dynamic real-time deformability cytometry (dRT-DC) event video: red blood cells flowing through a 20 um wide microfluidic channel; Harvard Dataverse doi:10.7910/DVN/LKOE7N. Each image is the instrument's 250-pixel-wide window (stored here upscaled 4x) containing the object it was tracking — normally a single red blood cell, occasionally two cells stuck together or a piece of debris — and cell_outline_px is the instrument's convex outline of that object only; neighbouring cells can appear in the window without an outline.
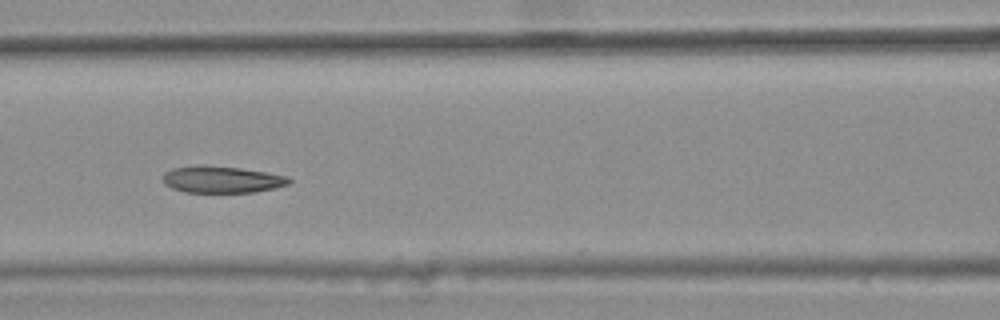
{"species": "common noctule bat (a hibernating species)", "species_latin": "Nyctalus noctula", "temperature_condition": "warm", "stored_images_in_passage": 9, "camera_frame_rate_fps": 3000, "um_per_image_px": 0.085, "animal": {"sex": "female", "body_mass_g": 25.1}, "frame": {"image": 1, "passage_image": 6, "time_ms": 1.667, "image_size_px": [1000, 320], "cell_outline_px": [[292, 180], [288, 184], [276, 188], [256, 192], [184, 192], [172, 188], [164, 184], [164, 172], [172, 168], [240, 168], [288, 176]], "centroid_in_image_um": [18.93, 15.31], "position_along_channel_um": 147.7, "area_um2": 18.79}}
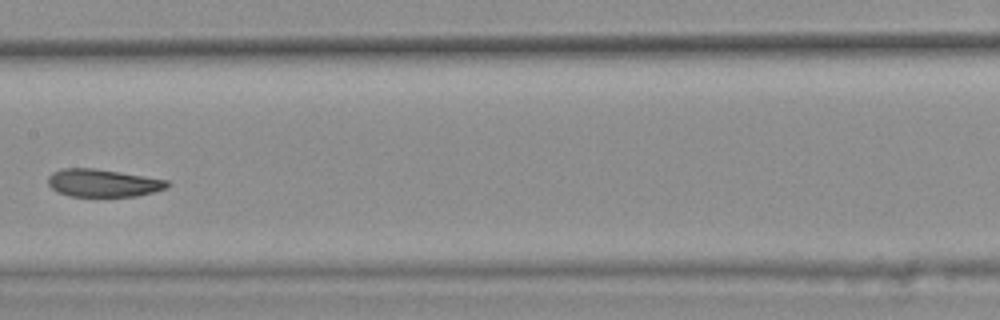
{"frame": {"image": 2, "passage_image": 7, "time_ms": 2.0, "image_size_px": [1000, 320], "cell_outline_px": [[172, 184], [168, 188], [136, 196], [68, 196], [56, 192], [48, 184], [48, 176], [52, 172], [64, 168], [96, 168], [168, 180]], "centroid_in_image_um": [8.75, 15.55], "position_along_channel_um": 198.6, "area_um2": 19.36}}
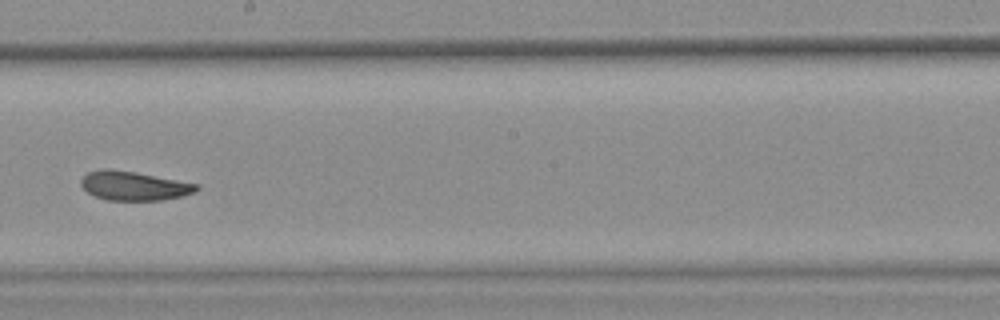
{"frame": {"image": 3, "passage_image": 8, "time_ms": 2.333, "image_size_px": [1000, 320], "cell_outline_px": [[200, 188], [196, 192], [184, 196], [160, 200], [108, 200], [96, 196], [88, 192], [80, 184], [80, 180], [88, 172], [100, 168], [108, 168], [136, 172], [200, 184]], "centroid_in_image_um": [11.42, 15.78], "position_along_channel_um": 236.8, "area_um2": 19.71}}